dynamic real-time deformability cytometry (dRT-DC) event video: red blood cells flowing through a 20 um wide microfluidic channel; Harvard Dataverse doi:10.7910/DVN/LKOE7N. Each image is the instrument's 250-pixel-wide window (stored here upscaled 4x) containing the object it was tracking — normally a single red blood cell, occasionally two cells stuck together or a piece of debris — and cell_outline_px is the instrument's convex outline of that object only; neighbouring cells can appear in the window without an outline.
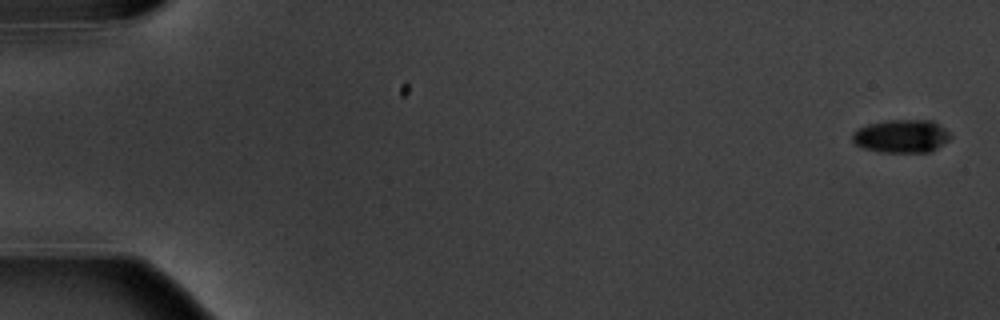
{"species": "common noctule bat (a hibernating species)", "species_latin": "Nyctalus noctula", "temperature_condition": "warm", "stored_images_in_passage": 6, "camera_frame_rate_fps": 3000, "um_per_image_px": 0.085, "animal": {"sex": "male", "body_mass_g": 20.1, "forearm_length_mm": 53.5}, "frame": {"image": 1, "passage_image": 1, "time_ms": 0.0, "image_size_px": [1000, 320], "cell_outline_px": [[952, 136], [948, 140], [932, 152], [880, 152], [864, 148], [856, 144], [852, 140], [852, 132], [868, 124], [888, 120], [932, 120], [944, 128]], "centroid_in_image_um": [76.63, 11.58], "position_along_channel_um": 8.4, "area_um2": 18.9}}
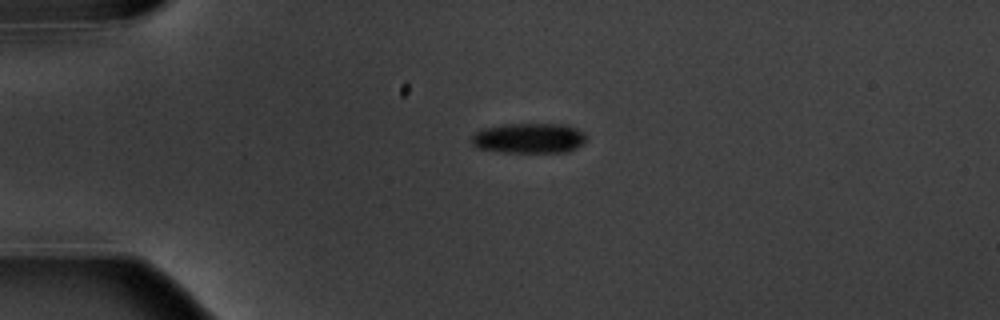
{"frame": {"image": 2, "passage_image": 5, "time_ms": 4.333, "image_size_px": [1000, 320], "cell_outline_px": [[588, 140], [584, 144], [568, 152], [500, 152], [476, 148], [472, 144], [472, 136], [480, 128], [504, 124], [564, 124], [576, 128], [584, 132], [588, 136]], "centroid_in_image_um": [44.99, 11.74], "position_along_channel_um": 40.0, "area_um2": 20.58}}